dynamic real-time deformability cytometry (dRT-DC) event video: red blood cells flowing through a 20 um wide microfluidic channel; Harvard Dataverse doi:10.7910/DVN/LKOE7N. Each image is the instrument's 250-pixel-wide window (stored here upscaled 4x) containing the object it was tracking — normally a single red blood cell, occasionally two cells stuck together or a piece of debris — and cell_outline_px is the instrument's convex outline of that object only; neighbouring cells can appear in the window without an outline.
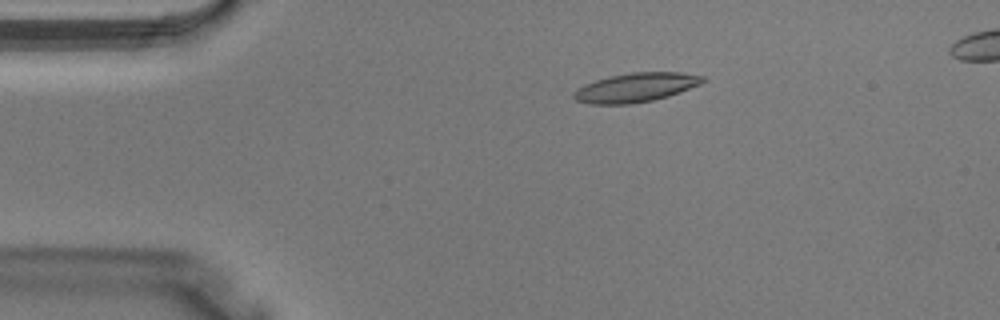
{"species": "Egyptian fruit bat (a non-hibernating species)", "species_latin": "Rousettus aegyptiacus", "temperature_condition": "warm", "stored_images_in_passage": 39, "camera_frame_rate_fps": 3000, "um_per_image_px": 0.085, "animal": {"sex": "male"}, "frame": {"image": 1, "passage_image": 7, "time_ms": 2.0, "image_size_px": [1000, 320], "cell_outline_px": [[708, 80], [700, 84], [668, 96], [652, 100], [628, 104], [592, 104], [576, 100], [572, 96], [572, 92], [596, 80], [608, 76], [632, 72], [680, 72], [704, 76]], "centroid_in_image_um": [54.07, 7.43], "position_along_channel_um": 30.9, "area_um2": 21.68}}
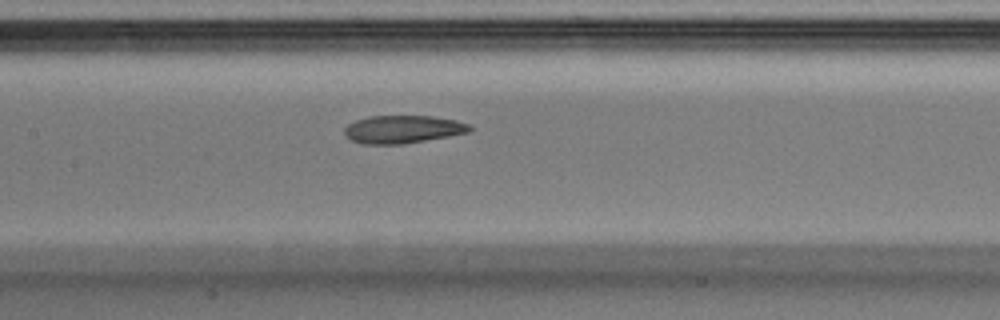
{"frame": {"image": 2, "passage_image": 18, "time_ms": 5.667, "image_size_px": [1000, 320], "cell_outline_px": [[472, 128], [468, 132], [448, 136], [404, 144], [360, 144], [344, 136], [344, 128], [348, 124], [356, 120], [368, 116], [432, 116], [456, 120], [468, 124]], "centroid_in_image_um": [34.19, 10.99], "position_along_channel_um": 173.2, "area_um2": 20.35}}
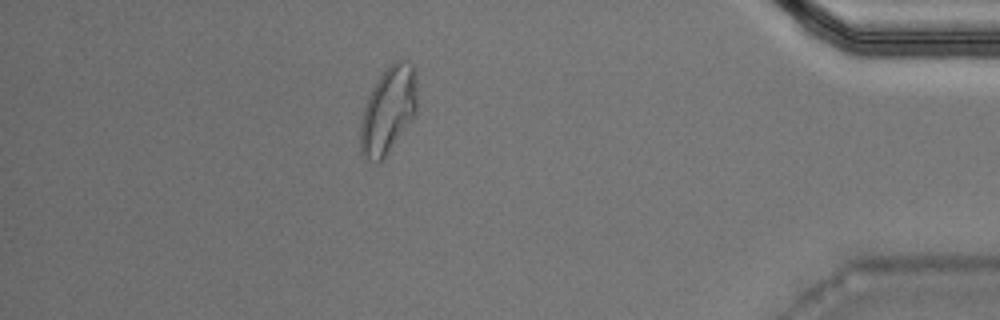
{"frame": {"image": 3, "passage_image": 34, "time_ms": 11.0, "image_size_px": [1000, 320], "cell_outline_px": [[416, 112], [384, 156], [380, 160], [368, 160], [364, 156], [360, 148], [360, 120], [364, 104], [372, 88], [388, 64], [392, 60], [404, 60], [412, 64], [416, 88]], "centroid_in_image_um": [32.96, 9.3], "position_along_channel_um": 402.2, "area_um2": 28.03}}